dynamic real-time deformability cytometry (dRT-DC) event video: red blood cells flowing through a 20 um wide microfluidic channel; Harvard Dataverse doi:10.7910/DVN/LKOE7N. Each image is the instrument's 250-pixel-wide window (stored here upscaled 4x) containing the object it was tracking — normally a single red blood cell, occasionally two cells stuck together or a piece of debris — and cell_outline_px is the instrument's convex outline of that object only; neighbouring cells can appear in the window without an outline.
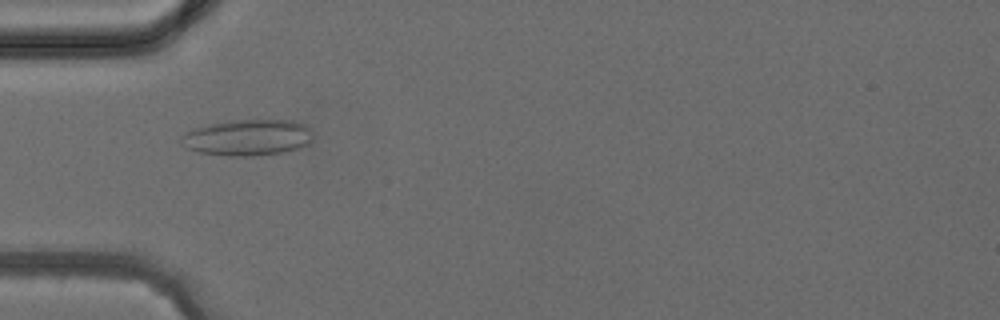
{"species": "common noctule bat (a hibernating species)", "species_latin": "Nyctalus noctula", "temperature_condition": "cold", "stored_images_in_passage": 3, "camera_frame_rate_fps": 3000, "um_per_image_px": 0.085, "animal": {"sex": "female", "body_mass_g": 24.6, "forearm_length_mm": 56.2}, "frame": {"image": 1, "passage_image": 2, "time_ms": 1.333, "image_size_px": [1000, 320], "cell_outline_px": [[312, 140], [308, 144], [300, 148], [284, 152], [256, 156], [228, 156], [200, 152], [184, 148], [180, 144], [180, 136], [184, 132], [196, 128], [228, 120], [296, 120], [304, 124], [312, 132]], "centroid_in_image_um": [21.04, 11.69], "position_along_channel_um": 64.0, "area_um2": 28.09}}